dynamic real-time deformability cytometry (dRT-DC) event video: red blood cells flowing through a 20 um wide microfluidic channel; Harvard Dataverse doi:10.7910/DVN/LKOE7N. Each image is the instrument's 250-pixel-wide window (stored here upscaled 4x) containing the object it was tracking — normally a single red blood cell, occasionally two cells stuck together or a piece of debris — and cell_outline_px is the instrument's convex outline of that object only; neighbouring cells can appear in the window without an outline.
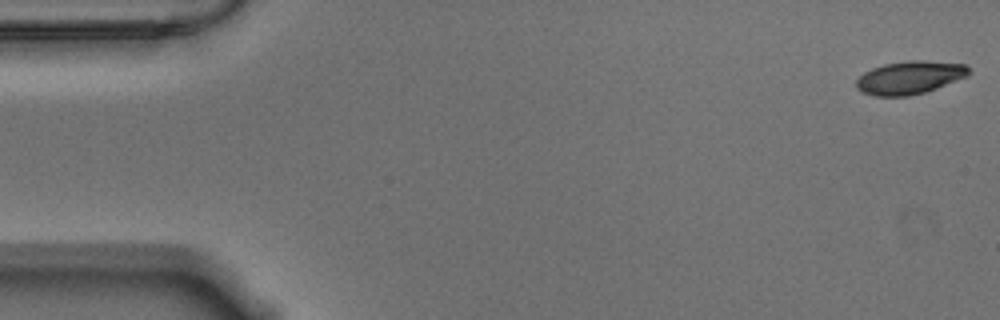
{"species": "Egyptian fruit bat (a non-hibernating species)", "species_latin": "Rousettus aegyptiacus", "temperature_condition": "warm", "stored_images_in_passage": 56, "camera_frame_rate_fps": 3000, "um_per_image_px": 0.085, "animal": {"sex": "male"}, "frame": {"image": 1, "passage_image": 1, "time_ms": 0.0, "image_size_px": [1000, 320], "cell_outline_px": [[972, 72], [968, 76], [936, 88], [924, 92], [908, 96], [872, 96], [856, 88], [856, 80], [864, 72], [872, 68], [884, 64], [912, 60], [924, 60], [964, 64]], "centroid_in_image_um": [77.32, 6.59], "position_along_channel_um": 7.7, "area_um2": 21.62}}
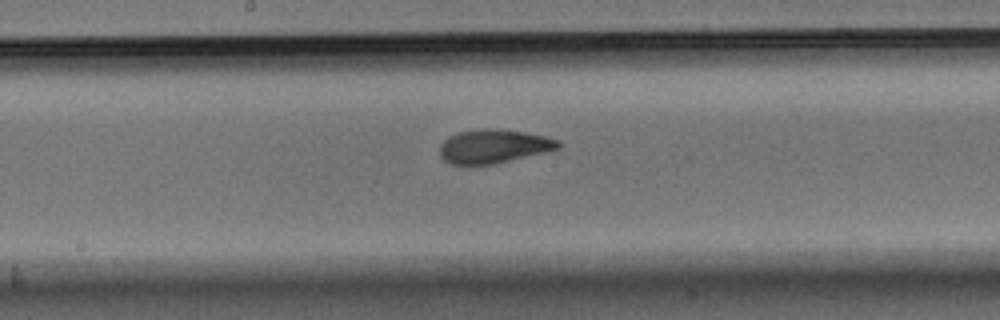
{"frame": {"image": 2, "passage_image": 29, "time_ms": 9.333, "image_size_px": [1000, 320], "cell_outline_px": [[560, 148], [544, 152], [492, 164], [452, 164], [444, 160], [440, 156], [440, 144], [448, 136], [460, 132], [484, 128], [492, 128], [524, 132], [544, 136], [560, 140]], "centroid_in_image_um": [41.94, 12.42], "position_along_channel_um": 206.3, "area_um2": 23.0}}
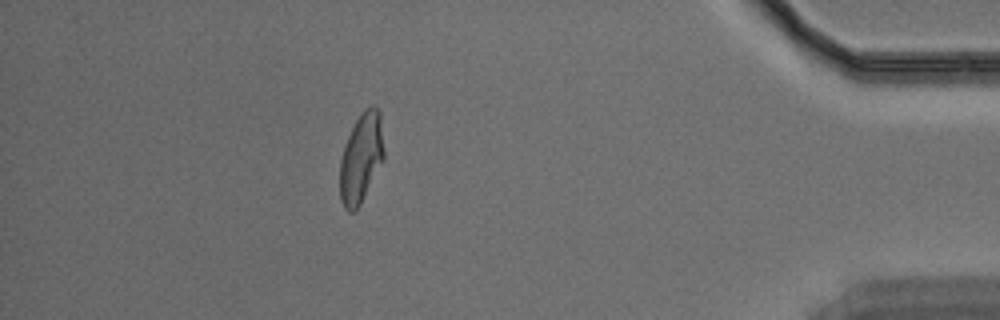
{"frame": {"image": 3, "passage_image": 50, "time_ms": 16.333, "image_size_px": [1000, 320], "cell_outline_px": [[384, 160], [360, 204], [352, 212], [348, 212], [344, 208], [340, 200], [340, 160], [348, 136], [356, 120], [372, 104], [376, 104], [380, 112], [384, 148]], "centroid_in_image_um": [30.71, 13.44], "position_along_channel_um": 404.5, "area_um2": 22.89}, "authors_computed_cell_mechanics": {"area_um2": 22.9466, "velocity_mm_per_s": 3.5331, "shape_relaxation_time_tau1_ms": 6.1184, "shape_relaxation_time_tau2_ms": 1.5321, "deformation_change_tau1": 0.2071, "deformation_change_tau2": 0.0774}}